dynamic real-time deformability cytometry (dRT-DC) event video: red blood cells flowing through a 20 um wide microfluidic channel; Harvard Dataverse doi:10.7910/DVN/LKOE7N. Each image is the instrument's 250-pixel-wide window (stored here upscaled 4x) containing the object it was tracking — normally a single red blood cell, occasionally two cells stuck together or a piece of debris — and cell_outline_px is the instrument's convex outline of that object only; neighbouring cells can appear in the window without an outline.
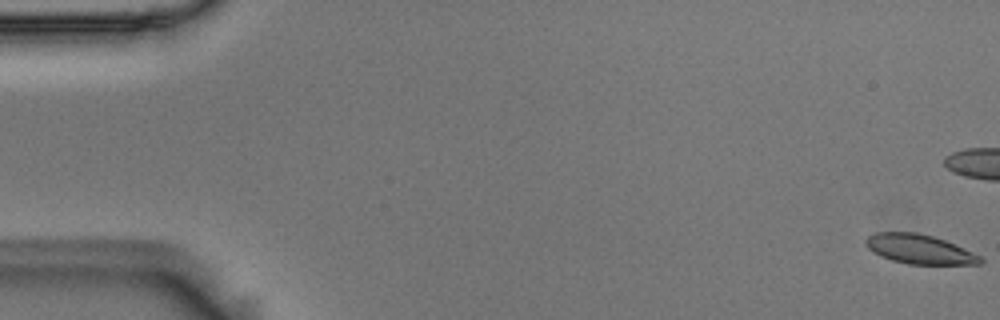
{"species": "Egyptian fruit bat (a non-hibernating species)", "species_latin": "Rousettus aegyptiacus", "temperature_condition": "room temperature", "stored_images_in_passage": 57, "camera_frame_rate_fps": 3000, "um_per_image_px": 0.085, "animal": {"sex": "male"}, "frame": {"image": 1, "passage_image": 1, "time_ms": 0.0, "image_size_px": [1000, 320], "cell_outline_px": [[984, 260], [980, 264], [908, 264], [892, 260], [880, 256], [872, 252], [864, 244], [864, 240], [868, 236], [876, 232], [916, 232], [932, 236], [944, 240], [972, 252], [980, 256]], "centroid_in_image_um": [78.1, 21.18], "position_along_channel_um": 6.9, "area_um2": 19.54}}
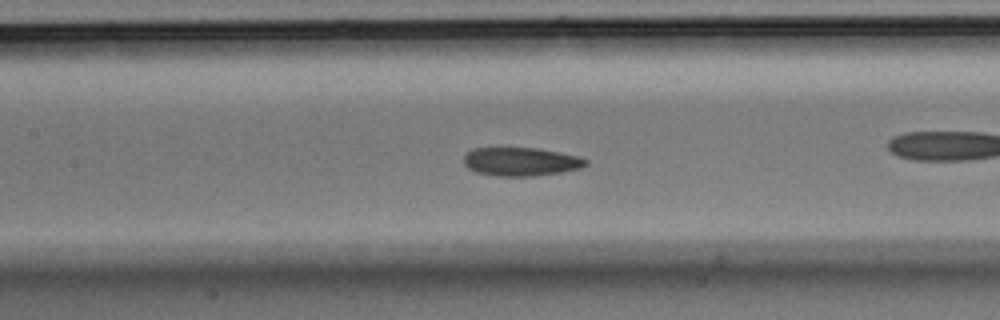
{"frame": {"image": 2, "passage_image": 26, "time_ms": 8.333, "image_size_px": [1000, 320], "cell_outline_px": [[588, 164], [580, 168], [560, 172], [532, 176], [496, 176], [476, 172], [468, 168], [464, 164], [464, 156], [472, 148], [540, 148], [580, 156], [588, 160]], "centroid_in_image_um": [44.29, 13.73], "position_along_channel_um": 163.1, "area_um2": 20.35}}
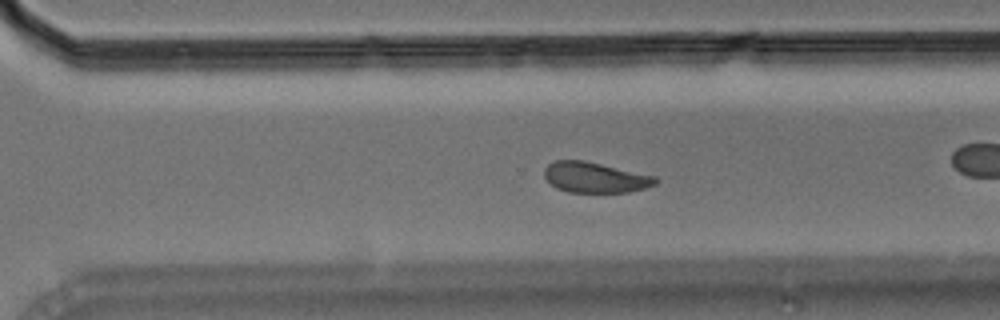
{"frame": {"image": 3, "passage_image": 39, "time_ms": 12.667, "image_size_px": [1000, 320], "cell_outline_px": [[656, 184], [644, 188], [628, 192], [568, 192], [556, 188], [544, 176], [544, 168], [548, 164], [556, 160], [584, 160], [656, 176]], "centroid_in_image_um": [50.56, 15.08], "position_along_channel_um": 320.0, "area_um2": 19.65}, "authors_computed_cell_mechanics": {"area_um2": 20.8658, "velocity_mm_per_s": 3.6321, "shape_relaxation_time_tau1_ms": 3.7703, "shape_relaxation_time_tau2_ms": 2.6736, "deformation_change_tau1": 0.1297, "deformation_change_tau2": 0.081}}